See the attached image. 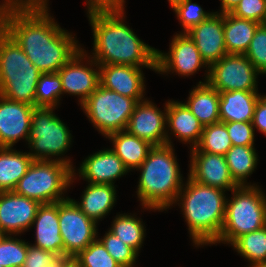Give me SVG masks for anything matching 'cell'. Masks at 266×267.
Listing matches in <instances>:
<instances>
[{
	"mask_svg": "<svg viewBox=\"0 0 266 267\" xmlns=\"http://www.w3.org/2000/svg\"><path fill=\"white\" fill-rule=\"evenodd\" d=\"M52 17L49 11H29L9 12L4 19V30L41 73L58 72L81 49L76 36Z\"/></svg>",
	"mask_w": 266,
	"mask_h": 267,
	"instance_id": "6da1fadb",
	"label": "cell"
},
{
	"mask_svg": "<svg viewBox=\"0 0 266 267\" xmlns=\"http://www.w3.org/2000/svg\"><path fill=\"white\" fill-rule=\"evenodd\" d=\"M125 11L88 15L93 32V53L98 65H128L156 72L157 49L149 46L125 24Z\"/></svg>",
	"mask_w": 266,
	"mask_h": 267,
	"instance_id": "7a4b0ae2",
	"label": "cell"
},
{
	"mask_svg": "<svg viewBox=\"0 0 266 267\" xmlns=\"http://www.w3.org/2000/svg\"><path fill=\"white\" fill-rule=\"evenodd\" d=\"M226 191L202 185L189 176L175 204L181 206L195 247L212 245L220 235L226 209Z\"/></svg>",
	"mask_w": 266,
	"mask_h": 267,
	"instance_id": "3957f363",
	"label": "cell"
},
{
	"mask_svg": "<svg viewBox=\"0 0 266 267\" xmlns=\"http://www.w3.org/2000/svg\"><path fill=\"white\" fill-rule=\"evenodd\" d=\"M172 145L153 146L140 170L137 197L142 208L166 211L178 198L184 179Z\"/></svg>",
	"mask_w": 266,
	"mask_h": 267,
	"instance_id": "277c9868",
	"label": "cell"
},
{
	"mask_svg": "<svg viewBox=\"0 0 266 267\" xmlns=\"http://www.w3.org/2000/svg\"><path fill=\"white\" fill-rule=\"evenodd\" d=\"M41 71L5 31L0 32V95L35 107L36 85Z\"/></svg>",
	"mask_w": 266,
	"mask_h": 267,
	"instance_id": "5b68a950",
	"label": "cell"
},
{
	"mask_svg": "<svg viewBox=\"0 0 266 267\" xmlns=\"http://www.w3.org/2000/svg\"><path fill=\"white\" fill-rule=\"evenodd\" d=\"M227 198L219 238L213 243L232 244L238 237L266 225V195L258 186H239Z\"/></svg>",
	"mask_w": 266,
	"mask_h": 267,
	"instance_id": "8992f818",
	"label": "cell"
},
{
	"mask_svg": "<svg viewBox=\"0 0 266 267\" xmlns=\"http://www.w3.org/2000/svg\"><path fill=\"white\" fill-rule=\"evenodd\" d=\"M76 175L64 162L34 160L13 191L40 204L60 202L69 198L62 194L67 192Z\"/></svg>",
	"mask_w": 266,
	"mask_h": 267,
	"instance_id": "52a82bcc",
	"label": "cell"
},
{
	"mask_svg": "<svg viewBox=\"0 0 266 267\" xmlns=\"http://www.w3.org/2000/svg\"><path fill=\"white\" fill-rule=\"evenodd\" d=\"M54 109L34 107L28 136L29 154L34 160L64 162L76 170L70 158L62 157L69 150L73 139L69 128L53 112Z\"/></svg>",
	"mask_w": 266,
	"mask_h": 267,
	"instance_id": "ba28073f",
	"label": "cell"
},
{
	"mask_svg": "<svg viewBox=\"0 0 266 267\" xmlns=\"http://www.w3.org/2000/svg\"><path fill=\"white\" fill-rule=\"evenodd\" d=\"M138 101L109 90L100 84L80 105L94 128L106 138L125 130Z\"/></svg>",
	"mask_w": 266,
	"mask_h": 267,
	"instance_id": "9c48e42d",
	"label": "cell"
},
{
	"mask_svg": "<svg viewBox=\"0 0 266 267\" xmlns=\"http://www.w3.org/2000/svg\"><path fill=\"white\" fill-rule=\"evenodd\" d=\"M260 73L245 55L227 54L209 67L208 83L219 93L258 91Z\"/></svg>",
	"mask_w": 266,
	"mask_h": 267,
	"instance_id": "30bf717a",
	"label": "cell"
},
{
	"mask_svg": "<svg viewBox=\"0 0 266 267\" xmlns=\"http://www.w3.org/2000/svg\"><path fill=\"white\" fill-rule=\"evenodd\" d=\"M58 217L65 257H76L99 237L97 223L88 218L71 198L58 202Z\"/></svg>",
	"mask_w": 266,
	"mask_h": 267,
	"instance_id": "8fae6325",
	"label": "cell"
},
{
	"mask_svg": "<svg viewBox=\"0 0 266 267\" xmlns=\"http://www.w3.org/2000/svg\"><path fill=\"white\" fill-rule=\"evenodd\" d=\"M168 53L157 49L156 72L159 74L176 73L178 76H190L202 67L206 68L205 81H208L209 66L201 57L194 41L187 33H176L169 45Z\"/></svg>",
	"mask_w": 266,
	"mask_h": 267,
	"instance_id": "7c38bea8",
	"label": "cell"
},
{
	"mask_svg": "<svg viewBox=\"0 0 266 267\" xmlns=\"http://www.w3.org/2000/svg\"><path fill=\"white\" fill-rule=\"evenodd\" d=\"M58 74L61 77L63 94L77 95L80 105L100 84L99 65L83 48L58 71Z\"/></svg>",
	"mask_w": 266,
	"mask_h": 267,
	"instance_id": "4fadbf2b",
	"label": "cell"
},
{
	"mask_svg": "<svg viewBox=\"0 0 266 267\" xmlns=\"http://www.w3.org/2000/svg\"><path fill=\"white\" fill-rule=\"evenodd\" d=\"M153 146L167 144V103L163 112L147 98L137 103L125 129Z\"/></svg>",
	"mask_w": 266,
	"mask_h": 267,
	"instance_id": "5bb4252c",
	"label": "cell"
},
{
	"mask_svg": "<svg viewBox=\"0 0 266 267\" xmlns=\"http://www.w3.org/2000/svg\"><path fill=\"white\" fill-rule=\"evenodd\" d=\"M189 176L202 185L232 191L239 185L232 178L225 155L201 152L196 147L190 148Z\"/></svg>",
	"mask_w": 266,
	"mask_h": 267,
	"instance_id": "9a60e30c",
	"label": "cell"
},
{
	"mask_svg": "<svg viewBox=\"0 0 266 267\" xmlns=\"http://www.w3.org/2000/svg\"><path fill=\"white\" fill-rule=\"evenodd\" d=\"M40 205L14 191L0 192V235L19 236L31 229Z\"/></svg>",
	"mask_w": 266,
	"mask_h": 267,
	"instance_id": "2e32d148",
	"label": "cell"
},
{
	"mask_svg": "<svg viewBox=\"0 0 266 267\" xmlns=\"http://www.w3.org/2000/svg\"><path fill=\"white\" fill-rule=\"evenodd\" d=\"M33 109L30 104L0 95V147L13 148L22 139L28 142Z\"/></svg>",
	"mask_w": 266,
	"mask_h": 267,
	"instance_id": "e0dca14e",
	"label": "cell"
},
{
	"mask_svg": "<svg viewBox=\"0 0 266 267\" xmlns=\"http://www.w3.org/2000/svg\"><path fill=\"white\" fill-rule=\"evenodd\" d=\"M186 33L209 67L228 54L224 38V14L214 12Z\"/></svg>",
	"mask_w": 266,
	"mask_h": 267,
	"instance_id": "ac0fdd59",
	"label": "cell"
},
{
	"mask_svg": "<svg viewBox=\"0 0 266 267\" xmlns=\"http://www.w3.org/2000/svg\"><path fill=\"white\" fill-rule=\"evenodd\" d=\"M145 75L142 67L128 65H99L100 85L123 96L145 100ZM145 87V88H144Z\"/></svg>",
	"mask_w": 266,
	"mask_h": 267,
	"instance_id": "d6986e66",
	"label": "cell"
},
{
	"mask_svg": "<svg viewBox=\"0 0 266 267\" xmlns=\"http://www.w3.org/2000/svg\"><path fill=\"white\" fill-rule=\"evenodd\" d=\"M78 176L88 183L112 184L126 175L129 169L122 160L109 148L89 155L78 169Z\"/></svg>",
	"mask_w": 266,
	"mask_h": 267,
	"instance_id": "ffe728a7",
	"label": "cell"
},
{
	"mask_svg": "<svg viewBox=\"0 0 266 267\" xmlns=\"http://www.w3.org/2000/svg\"><path fill=\"white\" fill-rule=\"evenodd\" d=\"M167 144L173 146L171 135L184 144H190L191 149L196 147L201 139L203 125L182 102L167 101ZM171 131V133L169 132Z\"/></svg>",
	"mask_w": 266,
	"mask_h": 267,
	"instance_id": "44dd1931",
	"label": "cell"
},
{
	"mask_svg": "<svg viewBox=\"0 0 266 267\" xmlns=\"http://www.w3.org/2000/svg\"><path fill=\"white\" fill-rule=\"evenodd\" d=\"M34 226L36 237L33 246L52 251L64 258V243L59 227L58 202L41 204L31 228Z\"/></svg>",
	"mask_w": 266,
	"mask_h": 267,
	"instance_id": "7402d4cb",
	"label": "cell"
},
{
	"mask_svg": "<svg viewBox=\"0 0 266 267\" xmlns=\"http://www.w3.org/2000/svg\"><path fill=\"white\" fill-rule=\"evenodd\" d=\"M259 98L258 91L220 92V122H252L254 108Z\"/></svg>",
	"mask_w": 266,
	"mask_h": 267,
	"instance_id": "603a6c76",
	"label": "cell"
},
{
	"mask_svg": "<svg viewBox=\"0 0 266 267\" xmlns=\"http://www.w3.org/2000/svg\"><path fill=\"white\" fill-rule=\"evenodd\" d=\"M81 201L72 199L91 220L98 222L113 209L116 203V185L87 183Z\"/></svg>",
	"mask_w": 266,
	"mask_h": 267,
	"instance_id": "cb8c5ba5",
	"label": "cell"
},
{
	"mask_svg": "<svg viewBox=\"0 0 266 267\" xmlns=\"http://www.w3.org/2000/svg\"><path fill=\"white\" fill-rule=\"evenodd\" d=\"M219 103L220 93L202 81L189 91L188 100L184 102L203 127L220 122Z\"/></svg>",
	"mask_w": 266,
	"mask_h": 267,
	"instance_id": "d4e9b609",
	"label": "cell"
},
{
	"mask_svg": "<svg viewBox=\"0 0 266 267\" xmlns=\"http://www.w3.org/2000/svg\"><path fill=\"white\" fill-rule=\"evenodd\" d=\"M106 138L112 141L113 148L110 149L122 160L129 171L137 169L153 147L148 141L129 134L126 130L112 133Z\"/></svg>",
	"mask_w": 266,
	"mask_h": 267,
	"instance_id": "484cf974",
	"label": "cell"
},
{
	"mask_svg": "<svg viewBox=\"0 0 266 267\" xmlns=\"http://www.w3.org/2000/svg\"><path fill=\"white\" fill-rule=\"evenodd\" d=\"M33 161L29 152L0 147V192L13 191Z\"/></svg>",
	"mask_w": 266,
	"mask_h": 267,
	"instance_id": "4316f807",
	"label": "cell"
},
{
	"mask_svg": "<svg viewBox=\"0 0 266 267\" xmlns=\"http://www.w3.org/2000/svg\"><path fill=\"white\" fill-rule=\"evenodd\" d=\"M259 25L257 22L241 19L230 13L224 14V38L227 53L245 55Z\"/></svg>",
	"mask_w": 266,
	"mask_h": 267,
	"instance_id": "83f0119b",
	"label": "cell"
},
{
	"mask_svg": "<svg viewBox=\"0 0 266 267\" xmlns=\"http://www.w3.org/2000/svg\"><path fill=\"white\" fill-rule=\"evenodd\" d=\"M225 159L232 178L239 186H257L247 183L259 160L254 146H232L225 154Z\"/></svg>",
	"mask_w": 266,
	"mask_h": 267,
	"instance_id": "f1b7e54d",
	"label": "cell"
},
{
	"mask_svg": "<svg viewBox=\"0 0 266 267\" xmlns=\"http://www.w3.org/2000/svg\"><path fill=\"white\" fill-rule=\"evenodd\" d=\"M135 216V214L126 213L116 215L109 231L139 254L146 235V229L143 221H141L142 219H138Z\"/></svg>",
	"mask_w": 266,
	"mask_h": 267,
	"instance_id": "f546056e",
	"label": "cell"
},
{
	"mask_svg": "<svg viewBox=\"0 0 266 267\" xmlns=\"http://www.w3.org/2000/svg\"><path fill=\"white\" fill-rule=\"evenodd\" d=\"M231 246L250 262L249 267L266 263V225L259 230L238 237Z\"/></svg>",
	"mask_w": 266,
	"mask_h": 267,
	"instance_id": "4dcf8cb0",
	"label": "cell"
},
{
	"mask_svg": "<svg viewBox=\"0 0 266 267\" xmlns=\"http://www.w3.org/2000/svg\"><path fill=\"white\" fill-rule=\"evenodd\" d=\"M232 146L226 125L218 122L204 126L196 148L201 152L225 155Z\"/></svg>",
	"mask_w": 266,
	"mask_h": 267,
	"instance_id": "1f68e13d",
	"label": "cell"
},
{
	"mask_svg": "<svg viewBox=\"0 0 266 267\" xmlns=\"http://www.w3.org/2000/svg\"><path fill=\"white\" fill-rule=\"evenodd\" d=\"M61 95L63 88L58 72L42 73L36 85L35 107L57 108Z\"/></svg>",
	"mask_w": 266,
	"mask_h": 267,
	"instance_id": "d6a6232c",
	"label": "cell"
},
{
	"mask_svg": "<svg viewBox=\"0 0 266 267\" xmlns=\"http://www.w3.org/2000/svg\"><path fill=\"white\" fill-rule=\"evenodd\" d=\"M27 251L25 240L15 235H0V265L3 267H23Z\"/></svg>",
	"mask_w": 266,
	"mask_h": 267,
	"instance_id": "836d02e7",
	"label": "cell"
},
{
	"mask_svg": "<svg viewBox=\"0 0 266 267\" xmlns=\"http://www.w3.org/2000/svg\"><path fill=\"white\" fill-rule=\"evenodd\" d=\"M82 267H122L97 238L75 257Z\"/></svg>",
	"mask_w": 266,
	"mask_h": 267,
	"instance_id": "e575fe53",
	"label": "cell"
},
{
	"mask_svg": "<svg viewBox=\"0 0 266 267\" xmlns=\"http://www.w3.org/2000/svg\"><path fill=\"white\" fill-rule=\"evenodd\" d=\"M105 246L108 253L122 267H134L138 257V253L126 245L120 238L116 237L109 230L102 238H98Z\"/></svg>",
	"mask_w": 266,
	"mask_h": 267,
	"instance_id": "d590c367",
	"label": "cell"
},
{
	"mask_svg": "<svg viewBox=\"0 0 266 267\" xmlns=\"http://www.w3.org/2000/svg\"><path fill=\"white\" fill-rule=\"evenodd\" d=\"M181 27V33L188 32L192 27L200 24L209 18L214 12H206L197 3H192V0H184L182 3L173 8Z\"/></svg>",
	"mask_w": 266,
	"mask_h": 267,
	"instance_id": "8d00e7d4",
	"label": "cell"
},
{
	"mask_svg": "<svg viewBox=\"0 0 266 267\" xmlns=\"http://www.w3.org/2000/svg\"><path fill=\"white\" fill-rule=\"evenodd\" d=\"M245 56L261 75H266V23L257 27Z\"/></svg>",
	"mask_w": 266,
	"mask_h": 267,
	"instance_id": "74e56055",
	"label": "cell"
},
{
	"mask_svg": "<svg viewBox=\"0 0 266 267\" xmlns=\"http://www.w3.org/2000/svg\"><path fill=\"white\" fill-rule=\"evenodd\" d=\"M241 19L266 23V0H241L230 13Z\"/></svg>",
	"mask_w": 266,
	"mask_h": 267,
	"instance_id": "f35d334b",
	"label": "cell"
},
{
	"mask_svg": "<svg viewBox=\"0 0 266 267\" xmlns=\"http://www.w3.org/2000/svg\"><path fill=\"white\" fill-rule=\"evenodd\" d=\"M233 146H254L255 131L252 122H223Z\"/></svg>",
	"mask_w": 266,
	"mask_h": 267,
	"instance_id": "ab89813d",
	"label": "cell"
},
{
	"mask_svg": "<svg viewBox=\"0 0 266 267\" xmlns=\"http://www.w3.org/2000/svg\"><path fill=\"white\" fill-rule=\"evenodd\" d=\"M62 257L28 243V251L23 267H56Z\"/></svg>",
	"mask_w": 266,
	"mask_h": 267,
	"instance_id": "60d3db41",
	"label": "cell"
},
{
	"mask_svg": "<svg viewBox=\"0 0 266 267\" xmlns=\"http://www.w3.org/2000/svg\"><path fill=\"white\" fill-rule=\"evenodd\" d=\"M49 0H3L0 8L5 12L49 11Z\"/></svg>",
	"mask_w": 266,
	"mask_h": 267,
	"instance_id": "b9f144b4",
	"label": "cell"
},
{
	"mask_svg": "<svg viewBox=\"0 0 266 267\" xmlns=\"http://www.w3.org/2000/svg\"><path fill=\"white\" fill-rule=\"evenodd\" d=\"M125 0H86L87 15L124 12Z\"/></svg>",
	"mask_w": 266,
	"mask_h": 267,
	"instance_id": "7bdbcfd3",
	"label": "cell"
},
{
	"mask_svg": "<svg viewBox=\"0 0 266 267\" xmlns=\"http://www.w3.org/2000/svg\"><path fill=\"white\" fill-rule=\"evenodd\" d=\"M252 125L254 131L257 129L266 136V95H260L255 105Z\"/></svg>",
	"mask_w": 266,
	"mask_h": 267,
	"instance_id": "ee69618b",
	"label": "cell"
},
{
	"mask_svg": "<svg viewBox=\"0 0 266 267\" xmlns=\"http://www.w3.org/2000/svg\"><path fill=\"white\" fill-rule=\"evenodd\" d=\"M220 1H221V8L219 12L216 11V13L227 14L231 13L241 0H220Z\"/></svg>",
	"mask_w": 266,
	"mask_h": 267,
	"instance_id": "f6af8a7d",
	"label": "cell"
},
{
	"mask_svg": "<svg viewBox=\"0 0 266 267\" xmlns=\"http://www.w3.org/2000/svg\"><path fill=\"white\" fill-rule=\"evenodd\" d=\"M59 267H82L75 257H64L59 262Z\"/></svg>",
	"mask_w": 266,
	"mask_h": 267,
	"instance_id": "bcb514c9",
	"label": "cell"
},
{
	"mask_svg": "<svg viewBox=\"0 0 266 267\" xmlns=\"http://www.w3.org/2000/svg\"><path fill=\"white\" fill-rule=\"evenodd\" d=\"M5 12L0 8V32L4 30Z\"/></svg>",
	"mask_w": 266,
	"mask_h": 267,
	"instance_id": "7dc6e473",
	"label": "cell"
},
{
	"mask_svg": "<svg viewBox=\"0 0 266 267\" xmlns=\"http://www.w3.org/2000/svg\"><path fill=\"white\" fill-rule=\"evenodd\" d=\"M184 0H168L170 3L171 8L173 9L176 5L182 3Z\"/></svg>",
	"mask_w": 266,
	"mask_h": 267,
	"instance_id": "c3c4849f",
	"label": "cell"
},
{
	"mask_svg": "<svg viewBox=\"0 0 266 267\" xmlns=\"http://www.w3.org/2000/svg\"><path fill=\"white\" fill-rule=\"evenodd\" d=\"M254 267H266V263H261V264L254 266Z\"/></svg>",
	"mask_w": 266,
	"mask_h": 267,
	"instance_id": "681fc988",
	"label": "cell"
}]
</instances>
